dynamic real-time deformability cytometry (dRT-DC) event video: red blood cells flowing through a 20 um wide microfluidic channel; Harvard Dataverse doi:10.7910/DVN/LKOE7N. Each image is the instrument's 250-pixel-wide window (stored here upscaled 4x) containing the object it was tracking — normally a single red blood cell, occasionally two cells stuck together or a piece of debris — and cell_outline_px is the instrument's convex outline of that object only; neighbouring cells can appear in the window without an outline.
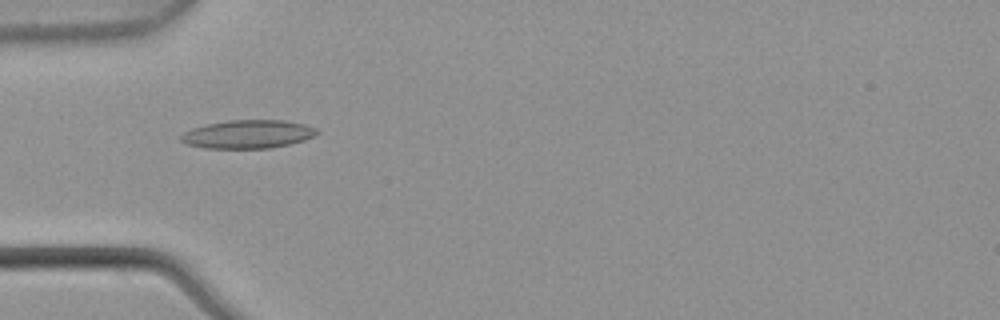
{"species": "common noctule bat (a hibernating species)", "species_latin": "Nyctalus noctula", "temperature_condition": "warm", "stored_images_in_passage": 1, "camera_frame_rate_fps": 3000, "um_per_image_px": 0.085, "animal": {"sex": "male", "body_mass_g": 21.5, "forearm_length_mm": 52.0}, "frame": {"image": 1, "passage_image": 1, "time_ms": 0.0, "image_size_px": [1000, 320], "cell_outline_px": [[320, 132], [304, 140], [272, 148], [204, 148], [188, 144], [180, 140], [180, 136], [184, 132], [192, 128], [204, 124], [228, 120], [284, 120], [304, 124], [316, 128]], "centroid_in_image_um": [21.05, 11.4], "position_along_channel_um": 63.9, "area_um2": 22.48}}